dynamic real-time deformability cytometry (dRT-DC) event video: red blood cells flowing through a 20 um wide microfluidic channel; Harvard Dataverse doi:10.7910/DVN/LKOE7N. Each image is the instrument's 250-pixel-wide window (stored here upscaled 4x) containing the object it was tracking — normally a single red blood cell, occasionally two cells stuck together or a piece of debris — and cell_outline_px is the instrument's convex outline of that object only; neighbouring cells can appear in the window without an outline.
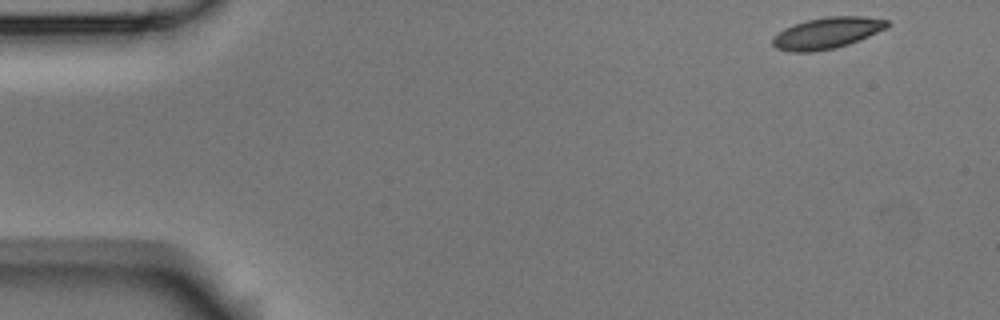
{"species": "Egyptian fruit bat (a non-hibernating species)", "species_latin": "Rousettus aegyptiacus", "temperature_condition": "room temperature", "stored_images_in_passage": 51, "camera_frame_rate_fps": 3000, "um_per_image_px": 0.085, "animal": {"sex": "male"}, "frame": {"image": 1, "passage_image": 1, "time_ms": 0.0, "image_size_px": [1000, 320], "cell_outline_px": [[888, 28], [860, 40], [836, 48], [812, 52], [792, 52], [776, 48], [772, 44], [772, 36], [784, 28], [808, 20], [828, 16], [864, 16], [888, 20]], "centroid_in_image_um": [70.3, 2.81], "position_along_channel_um": 14.7, "area_um2": 20.98}}
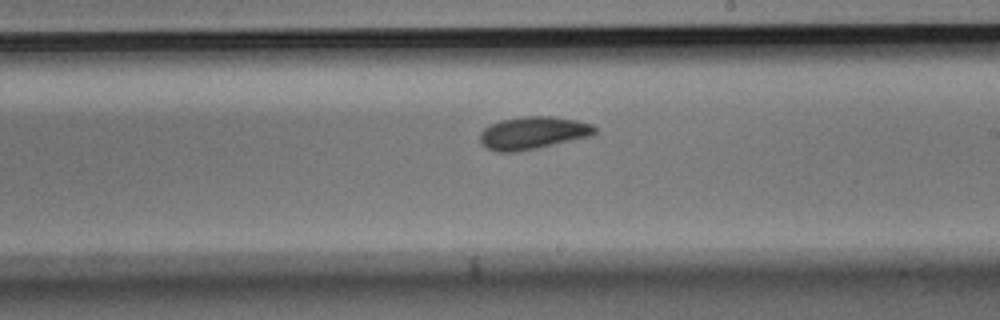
{"frame": {"image": 2, "passage_image": 28, "time_ms": 9.0, "image_size_px": [1000, 320], "cell_outline_px": [[596, 132], [592, 136], [520, 152], [496, 152], [488, 148], [480, 140], [480, 132], [484, 128], [500, 120], [524, 116], [552, 116], [576, 120], [592, 124], [596, 128]], "centroid_in_image_um": [45.32, 11.3], "position_along_channel_um": 243.7, "area_um2": 21.91}}
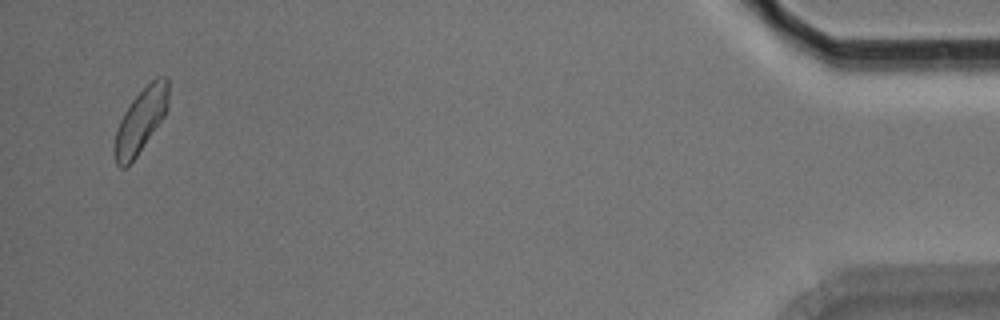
{"frame": {"image": 3, "passage_image": 49, "time_ms": 16.0, "image_size_px": [1000, 320], "cell_outline_px": [[168, 108], [164, 116], [136, 156], [124, 168], [120, 168], [116, 164], [112, 148], [116, 132], [120, 120], [124, 112], [132, 100], [156, 76], [168, 76]], "centroid_in_image_um": [11.95, 10.24], "position_along_channel_um": 423.3, "area_um2": 19.94}, "authors_computed_cell_mechanics": {"area_um2": 20.9814, "velocity_mm_per_s": 3.7389, "shape_relaxation_time_tau1_ms": 3.8119, "shape_relaxation_time_tau2_ms": 4.6734, "deformation_change_tau1": 0.0944, "deformation_change_tau2": 0.0687}}